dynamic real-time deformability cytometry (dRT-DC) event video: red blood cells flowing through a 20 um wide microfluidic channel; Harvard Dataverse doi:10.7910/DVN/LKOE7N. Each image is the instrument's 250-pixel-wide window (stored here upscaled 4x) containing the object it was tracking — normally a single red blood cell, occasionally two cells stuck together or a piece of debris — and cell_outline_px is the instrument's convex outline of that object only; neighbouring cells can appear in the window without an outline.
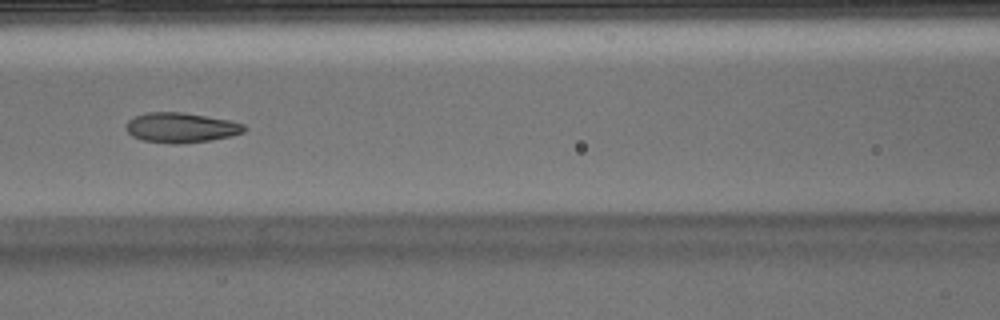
{"species": "Egyptian fruit bat (a non-hibernating species)", "species_latin": "Rousettus aegyptiacus", "temperature_condition": "warm", "stored_images_in_passage": 14, "camera_frame_rate_fps": 3000, "um_per_image_px": 0.085, "animal": {"sex": "male"}, "frame": {"image": 1, "passage_image": 12, "time_ms": 3.667, "image_size_px": [1000, 320], "cell_outline_px": [[248, 128], [244, 132], [232, 136], [208, 140], [176, 144], [172, 144], [144, 140], [132, 136], [124, 128], [128, 120], [136, 116], [148, 112], [180, 112], [228, 120], [244, 124]], "centroid_in_image_um": [15.38, 10.85], "position_along_channel_um": 151.2, "area_um2": 20.46}}